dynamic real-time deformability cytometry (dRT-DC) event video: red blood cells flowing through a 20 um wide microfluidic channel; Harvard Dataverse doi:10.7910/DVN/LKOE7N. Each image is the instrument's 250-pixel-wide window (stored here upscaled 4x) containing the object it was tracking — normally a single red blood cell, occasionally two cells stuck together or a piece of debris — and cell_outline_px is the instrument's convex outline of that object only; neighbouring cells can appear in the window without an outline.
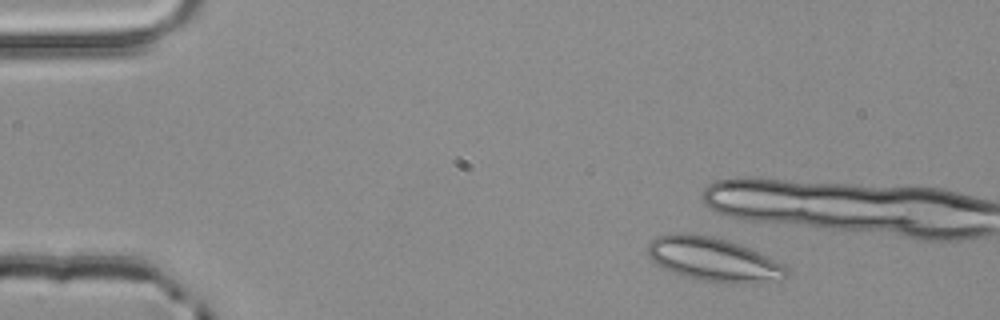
{"species": "common noctule bat (a hibernating species)", "species_latin": "Nyctalus noctula", "temperature_condition": "room temperature", "stored_images_in_passage": 5, "segment_of_instrument_passage": [1, 2], "camera_frame_rate_fps": 3000, "um_per_image_px": 0.085, "animal": {"sex": "male", "body_mass_g": 20.4}, "frame": {"image": 1, "passage_image": 1, "time_ms": 0.0, "image_size_px": [1000, 320], "cell_outline_px": [[788, 276], [780, 280], [756, 284], [724, 284], [696, 280], [672, 272], [656, 264], [648, 256], [648, 244], [656, 236], [672, 232], [688, 232], [712, 236], [728, 240], [760, 252], [784, 264], [788, 272]], "centroid_in_image_um": [60.66, 22.06], "position_along_channel_um": 24.3, "area_um2": 36.36}}